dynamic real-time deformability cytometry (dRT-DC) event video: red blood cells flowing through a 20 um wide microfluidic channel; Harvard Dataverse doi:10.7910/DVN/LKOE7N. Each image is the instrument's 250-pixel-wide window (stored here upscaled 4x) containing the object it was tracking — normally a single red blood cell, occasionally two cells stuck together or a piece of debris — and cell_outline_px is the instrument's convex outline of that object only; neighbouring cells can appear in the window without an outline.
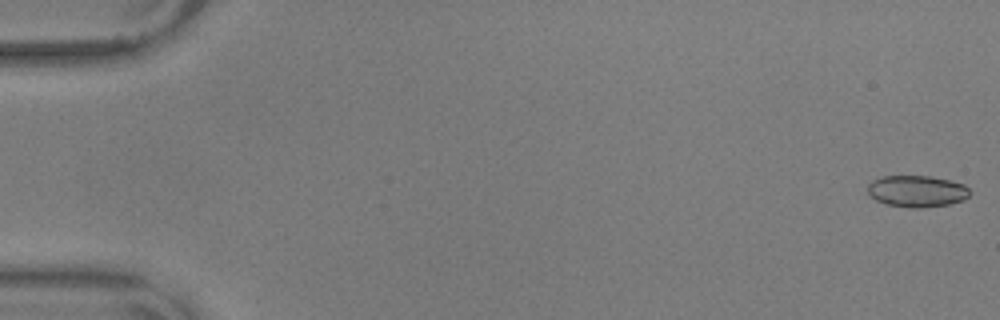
{"species": "common noctule bat (a hibernating species)", "species_latin": "Nyctalus noctula", "temperature_condition": "warm", "stored_images_in_passage": 56, "camera_frame_rate_fps": 3000, "um_per_image_px": 0.085, "animal": {"sex": "male", "body_mass_g": 17.9, "forearm_length_mm": 54.2}, "frame": {"image": 1, "passage_image": 1, "time_ms": 0.0, "image_size_px": [1000, 320], "cell_outline_px": [[972, 192], [964, 200], [948, 204], [920, 208], [912, 208], [888, 204], [876, 200], [868, 192], [868, 184], [872, 180], [884, 176], [932, 176], [964, 184]], "centroid_in_image_um": [77.96, 16.25], "position_along_channel_um": 7.0, "area_um2": 18.73}}
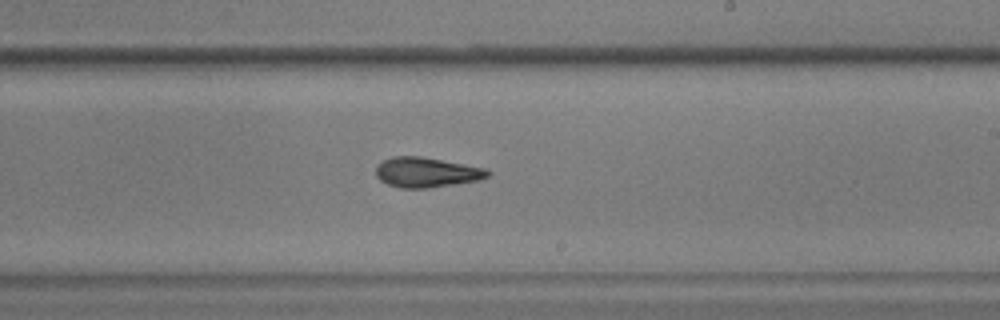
{"frame": {"image": 2, "passage_image": 34, "time_ms": 11.0, "image_size_px": [1000, 320], "cell_outline_px": [[492, 172], [488, 176], [480, 180], [456, 184], [428, 188], [400, 188], [388, 184], [380, 180], [376, 176], [376, 164], [392, 156], [420, 156], [488, 168]], "centroid_in_image_um": [36.27, 14.64], "position_along_channel_um": 252.7, "area_um2": 19.77}}
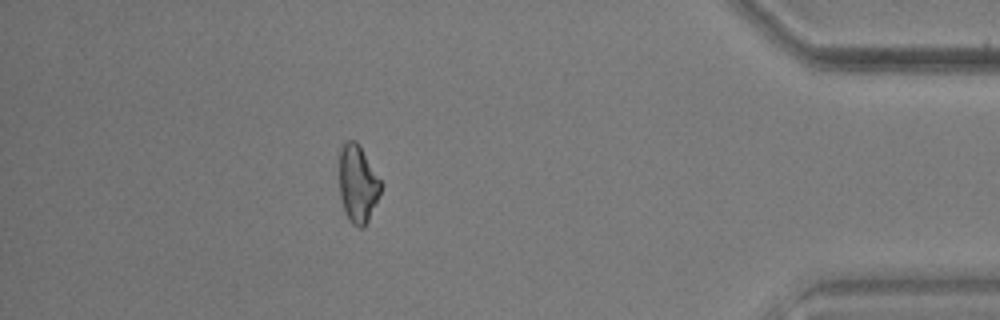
{"frame": {"image": 3, "passage_image": 50, "time_ms": 16.333, "image_size_px": [1000, 320], "cell_outline_px": [[380, 192], [368, 220], [364, 228], [356, 228], [352, 224], [344, 212], [340, 196], [340, 148], [344, 140], [356, 140], [360, 144], [380, 180]], "centroid_in_image_um": [30.38, 15.61], "position_along_channel_um": 404.8, "area_um2": 18.73}, "authors_computed_cell_mechanics": {"area_um2": 19.4497, "velocity_mm_per_s": 3.6303, "shape_relaxation_time_tau1_ms": 6.1086, "shape_relaxation_time_tau2_ms": 3.2601, "deformation_change_tau1": 0.1922, "deformation_change_tau2": 0.1244}}